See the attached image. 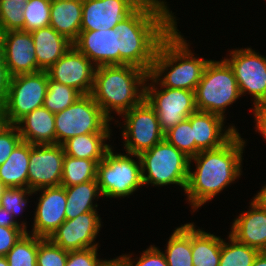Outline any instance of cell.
<instances>
[{
  "instance_id": "cell-1",
  "label": "cell",
  "mask_w": 266,
  "mask_h": 266,
  "mask_svg": "<svg viewBox=\"0 0 266 266\" xmlns=\"http://www.w3.org/2000/svg\"><path fill=\"white\" fill-rule=\"evenodd\" d=\"M167 3L166 0H144L115 26L120 65H134L150 73L161 41L178 23Z\"/></svg>"
},
{
  "instance_id": "cell-2",
  "label": "cell",
  "mask_w": 266,
  "mask_h": 266,
  "mask_svg": "<svg viewBox=\"0 0 266 266\" xmlns=\"http://www.w3.org/2000/svg\"><path fill=\"white\" fill-rule=\"evenodd\" d=\"M246 142L238 131L223 146L201 151L190 158L184 195L192 213L243 175L242 162ZM192 163L195 164V170L192 169Z\"/></svg>"
},
{
  "instance_id": "cell-3",
  "label": "cell",
  "mask_w": 266,
  "mask_h": 266,
  "mask_svg": "<svg viewBox=\"0 0 266 266\" xmlns=\"http://www.w3.org/2000/svg\"><path fill=\"white\" fill-rule=\"evenodd\" d=\"M149 73L134 65H105L95 69L91 95L103 113L115 121L145 98V83Z\"/></svg>"
},
{
  "instance_id": "cell-4",
  "label": "cell",
  "mask_w": 266,
  "mask_h": 266,
  "mask_svg": "<svg viewBox=\"0 0 266 266\" xmlns=\"http://www.w3.org/2000/svg\"><path fill=\"white\" fill-rule=\"evenodd\" d=\"M190 45L178 25L161 41L149 74L162 87L195 91L210 59L197 57Z\"/></svg>"
},
{
  "instance_id": "cell-5",
  "label": "cell",
  "mask_w": 266,
  "mask_h": 266,
  "mask_svg": "<svg viewBox=\"0 0 266 266\" xmlns=\"http://www.w3.org/2000/svg\"><path fill=\"white\" fill-rule=\"evenodd\" d=\"M240 97L237 80L229 64L223 57L219 61L210 59L195 89L197 111L216 114L227 120V108Z\"/></svg>"
},
{
  "instance_id": "cell-6",
  "label": "cell",
  "mask_w": 266,
  "mask_h": 266,
  "mask_svg": "<svg viewBox=\"0 0 266 266\" xmlns=\"http://www.w3.org/2000/svg\"><path fill=\"white\" fill-rule=\"evenodd\" d=\"M113 148L97 164L96 180L102 197L129 198L144 186L140 158L134 154L115 153Z\"/></svg>"
},
{
  "instance_id": "cell-7",
  "label": "cell",
  "mask_w": 266,
  "mask_h": 266,
  "mask_svg": "<svg viewBox=\"0 0 266 266\" xmlns=\"http://www.w3.org/2000/svg\"><path fill=\"white\" fill-rule=\"evenodd\" d=\"M144 187L176 185L185 191L189 160L182 151L165 139L139 155Z\"/></svg>"
},
{
  "instance_id": "cell-8",
  "label": "cell",
  "mask_w": 266,
  "mask_h": 266,
  "mask_svg": "<svg viewBox=\"0 0 266 266\" xmlns=\"http://www.w3.org/2000/svg\"><path fill=\"white\" fill-rule=\"evenodd\" d=\"M111 120L103 113L91 94L79 97L72 105L55 113L56 144L90 133H112Z\"/></svg>"
},
{
  "instance_id": "cell-9",
  "label": "cell",
  "mask_w": 266,
  "mask_h": 266,
  "mask_svg": "<svg viewBox=\"0 0 266 266\" xmlns=\"http://www.w3.org/2000/svg\"><path fill=\"white\" fill-rule=\"evenodd\" d=\"M120 117L124 121L114 123L120 125L125 153L139 156L164 139L158 116L145 99Z\"/></svg>"
},
{
  "instance_id": "cell-10",
  "label": "cell",
  "mask_w": 266,
  "mask_h": 266,
  "mask_svg": "<svg viewBox=\"0 0 266 266\" xmlns=\"http://www.w3.org/2000/svg\"><path fill=\"white\" fill-rule=\"evenodd\" d=\"M144 99L156 112L164 133L197 111L195 91L162 87L150 74Z\"/></svg>"
},
{
  "instance_id": "cell-11",
  "label": "cell",
  "mask_w": 266,
  "mask_h": 266,
  "mask_svg": "<svg viewBox=\"0 0 266 266\" xmlns=\"http://www.w3.org/2000/svg\"><path fill=\"white\" fill-rule=\"evenodd\" d=\"M47 88V71L10 77L8 95L2 110L4 122L15 125L25 115L42 107Z\"/></svg>"
},
{
  "instance_id": "cell-12",
  "label": "cell",
  "mask_w": 266,
  "mask_h": 266,
  "mask_svg": "<svg viewBox=\"0 0 266 266\" xmlns=\"http://www.w3.org/2000/svg\"><path fill=\"white\" fill-rule=\"evenodd\" d=\"M230 50L223 59L234 72L241 97H253V107L266 105V56L251 47Z\"/></svg>"
},
{
  "instance_id": "cell-13",
  "label": "cell",
  "mask_w": 266,
  "mask_h": 266,
  "mask_svg": "<svg viewBox=\"0 0 266 266\" xmlns=\"http://www.w3.org/2000/svg\"><path fill=\"white\" fill-rule=\"evenodd\" d=\"M63 145H32L29 157L28 189L39 190L61 185Z\"/></svg>"
},
{
  "instance_id": "cell-14",
  "label": "cell",
  "mask_w": 266,
  "mask_h": 266,
  "mask_svg": "<svg viewBox=\"0 0 266 266\" xmlns=\"http://www.w3.org/2000/svg\"><path fill=\"white\" fill-rule=\"evenodd\" d=\"M101 220L98 211H89L74 219H66L49 239L67 251L100 247L95 240L103 226Z\"/></svg>"
},
{
  "instance_id": "cell-15",
  "label": "cell",
  "mask_w": 266,
  "mask_h": 266,
  "mask_svg": "<svg viewBox=\"0 0 266 266\" xmlns=\"http://www.w3.org/2000/svg\"><path fill=\"white\" fill-rule=\"evenodd\" d=\"M96 66L74 45L49 69L51 80L73 87L82 95L91 94Z\"/></svg>"
},
{
  "instance_id": "cell-16",
  "label": "cell",
  "mask_w": 266,
  "mask_h": 266,
  "mask_svg": "<svg viewBox=\"0 0 266 266\" xmlns=\"http://www.w3.org/2000/svg\"><path fill=\"white\" fill-rule=\"evenodd\" d=\"M41 194L34 212L31 231L27 233L40 238H50L66 220V191L62 185L34 190L32 194Z\"/></svg>"
},
{
  "instance_id": "cell-17",
  "label": "cell",
  "mask_w": 266,
  "mask_h": 266,
  "mask_svg": "<svg viewBox=\"0 0 266 266\" xmlns=\"http://www.w3.org/2000/svg\"><path fill=\"white\" fill-rule=\"evenodd\" d=\"M144 0H82L81 31L114 29Z\"/></svg>"
},
{
  "instance_id": "cell-18",
  "label": "cell",
  "mask_w": 266,
  "mask_h": 266,
  "mask_svg": "<svg viewBox=\"0 0 266 266\" xmlns=\"http://www.w3.org/2000/svg\"><path fill=\"white\" fill-rule=\"evenodd\" d=\"M4 63L10 77L37 72V59L31 32L22 30L0 33Z\"/></svg>"
},
{
  "instance_id": "cell-19",
  "label": "cell",
  "mask_w": 266,
  "mask_h": 266,
  "mask_svg": "<svg viewBox=\"0 0 266 266\" xmlns=\"http://www.w3.org/2000/svg\"><path fill=\"white\" fill-rule=\"evenodd\" d=\"M73 45L96 66L120 65L118 30L81 31Z\"/></svg>"
},
{
  "instance_id": "cell-20",
  "label": "cell",
  "mask_w": 266,
  "mask_h": 266,
  "mask_svg": "<svg viewBox=\"0 0 266 266\" xmlns=\"http://www.w3.org/2000/svg\"><path fill=\"white\" fill-rule=\"evenodd\" d=\"M196 144V155L204 150H212L223 146L237 132L233 123L227 127L224 118L209 112L196 111L190 115Z\"/></svg>"
},
{
  "instance_id": "cell-21",
  "label": "cell",
  "mask_w": 266,
  "mask_h": 266,
  "mask_svg": "<svg viewBox=\"0 0 266 266\" xmlns=\"http://www.w3.org/2000/svg\"><path fill=\"white\" fill-rule=\"evenodd\" d=\"M249 204L247 211H240L238 217L234 218L229 234L238 242L264 252L266 250V210L252 199Z\"/></svg>"
},
{
  "instance_id": "cell-22",
  "label": "cell",
  "mask_w": 266,
  "mask_h": 266,
  "mask_svg": "<svg viewBox=\"0 0 266 266\" xmlns=\"http://www.w3.org/2000/svg\"><path fill=\"white\" fill-rule=\"evenodd\" d=\"M15 125L22 141L32 145L56 144L55 114L44 106L25 115Z\"/></svg>"
},
{
  "instance_id": "cell-23",
  "label": "cell",
  "mask_w": 266,
  "mask_h": 266,
  "mask_svg": "<svg viewBox=\"0 0 266 266\" xmlns=\"http://www.w3.org/2000/svg\"><path fill=\"white\" fill-rule=\"evenodd\" d=\"M37 59V72L46 71L73 45L50 25L31 31Z\"/></svg>"
},
{
  "instance_id": "cell-24",
  "label": "cell",
  "mask_w": 266,
  "mask_h": 266,
  "mask_svg": "<svg viewBox=\"0 0 266 266\" xmlns=\"http://www.w3.org/2000/svg\"><path fill=\"white\" fill-rule=\"evenodd\" d=\"M82 0L51 1L49 25L74 43L81 32Z\"/></svg>"
},
{
  "instance_id": "cell-25",
  "label": "cell",
  "mask_w": 266,
  "mask_h": 266,
  "mask_svg": "<svg viewBox=\"0 0 266 266\" xmlns=\"http://www.w3.org/2000/svg\"><path fill=\"white\" fill-rule=\"evenodd\" d=\"M31 144L21 141L0 165V181L6 187L28 188Z\"/></svg>"
},
{
  "instance_id": "cell-26",
  "label": "cell",
  "mask_w": 266,
  "mask_h": 266,
  "mask_svg": "<svg viewBox=\"0 0 266 266\" xmlns=\"http://www.w3.org/2000/svg\"><path fill=\"white\" fill-rule=\"evenodd\" d=\"M112 135L113 133H90L69 138L62 144L65 155L99 163L112 147V144H107Z\"/></svg>"
},
{
  "instance_id": "cell-27",
  "label": "cell",
  "mask_w": 266,
  "mask_h": 266,
  "mask_svg": "<svg viewBox=\"0 0 266 266\" xmlns=\"http://www.w3.org/2000/svg\"><path fill=\"white\" fill-rule=\"evenodd\" d=\"M65 191L67 199L66 219L71 220L83 213L97 211V201L102 195L96 179L65 187Z\"/></svg>"
},
{
  "instance_id": "cell-28",
  "label": "cell",
  "mask_w": 266,
  "mask_h": 266,
  "mask_svg": "<svg viewBox=\"0 0 266 266\" xmlns=\"http://www.w3.org/2000/svg\"><path fill=\"white\" fill-rule=\"evenodd\" d=\"M203 229L192 222L193 266H219L222 238Z\"/></svg>"
},
{
  "instance_id": "cell-29",
  "label": "cell",
  "mask_w": 266,
  "mask_h": 266,
  "mask_svg": "<svg viewBox=\"0 0 266 266\" xmlns=\"http://www.w3.org/2000/svg\"><path fill=\"white\" fill-rule=\"evenodd\" d=\"M162 253L168 266H193L192 263V222L175 228Z\"/></svg>"
},
{
  "instance_id": "cell-30",
  "label": "cell",
  "mask_w": 266,
  "mask_h": 266,
  "mask_svg": "<svg viewBox=\"0 0 266 266\" xmlns=\"http://www.w3.org/2000/svg\"><path fill=\"white\" fill-rule=\"evenodd\" d=\"M97 162L65 155L61 185L69 187L96 179Z\"/></svg>"
},
{
  "instance_id": "cell-31",
  "label": "cell",
  "mask_w": 266,
  "mask_h": 266,
  "mask_svg": "<svg viewBox=\"0 0 266 266\" xmlns=\"http://www.w3.org/2000/svg\"><path fill=\"white\" fill-rule=\"evenodd\" d=\"M227 239L228 242L222 238L219 266H252L259 251L238 242L230 234Z\"/></svg>"
},
{
  "instance_id": "cell-32",
  "label": "cell",
  "mask_w": 266,
  "mask_h": 266,
  "mask_svg": "<svg viewBox=\"0 0 266 266\" xmlns=\"http://www.w3.org/2000/svg\"><path fill=\"white\" fill-rule=\"evenodd\" d=\"M81 96L78 90L53 81L48 76V88L43 106L55 114L68 108Z\"/></svg>"
},
{
  "instance_id": "cell-33",
  "label": "cell",
  "mask_w": 266,
  "mask_h": 266,
  "mask_svg": "<svg viewBox=\"0 0 266 266\" xmlns=\"http://www.w3.org/2000/svg\"><path fill=\"white\" fill-rule=\"evenodd\" d=\"M38 237L25 233L5 255L8 266H37Z\"/></svg>"
},
{
  "instance_id": "cell-34",
  "label": "cell",
  "mask_w": 266,
  "mask_h": 266,
  "mask_svg": "<svg viewBox=\"0 0 266 266\" xmlns=\"http://www.w3.org/2000/svg\"><path fill=\"white\" fill-rule=\"evenodd\" d=\"M33 191L28 188L8 187L5 188L0 197V207L12 214L16 222H18L25 230L28 229L27 221L17 220L27 208L29 198L33 196ZM26 207V208H25ZM21 214V215H20Z\"/></svg>"
},
{
  "instance_id": "cell-35",
  "label": "cell",
  "mask_w": 266,
  "mask_h": 266,
  "mask_svg": "<svg viewBox=\"0 0 266 266\" xmlns=\"http://www.w3.org/2000/svg\"><path fill=\"white\" fill-rule=\"evenodd\" d=\"M164 139L189 158L196 156V144L190 123V116L165 132Z\"/></svg>"
},
{
  "instance_id": "cell-36",
  "label": "cell",
  "mask_w": 266,
  "mask_h": 266,
  "mask_svg": "<svg viewBox=\"0 0 266 266\" xmlns=\"http://www.w3.org/2000/svg\"><path fill=\"white\" fill-rule=\"evenodd\" d=\"M28 0H0V33L24 31L23 10Z\"/></svg>"
},
{
  "instance_id": "cell-37",
  "label": "cell",
  "mask_w": 266,
  "mask_h": 266,
  "mask_svg": "<svg viewBox=\"0 0 266 266\" xmlns=\"http://www.w3.org/2000/svg\"><path fill=\"white\" fill-rule=\"evenodd\" d=\"M51 0H28L23 10L24 31L49 26Z\"/></svg>"
},
{
  "instance_id": "cell-38",
  "label": "cell",
  "mask_w": 266,
  "mask_h": 266,
  "mask_svg": "<svg viewBox=\"0 0 266 266\" xmlns=\"http://www.w3.org/2000/svg\"><path fill=\"white\" fill-rule=\"evenodd\" d=\"M67 250L54 244L49 238L38 237L37 266H66Z\"/></svg>"
},
{
  "instance_id": "cell-39",
  "label": "cell",
  "mask_w": 266,
  "mask_h": 266,
  "mask_svg": "<svg viewBox=\"0 0 266 266\" xmlns=\"http://www.w3.org/2000/svg\"><path fill=\"white\" fill-rule=\"evenodd\" d=\"M134 254H122L119 257L126 266H168L162 250L155 245H150L140 253L139 257L132 258Z\"/></svg>"
},
{
  "instance_id": "cell-40",
  "label": "cell",
  "mask_w": 266,
  "mask_h": 266,
  "mask_svg": "<svg viewBox=\"0 0 266 266\" xmlns=\"http://www.w3.org/2000/svg\"><path fill=\"white\" fill-rule=\"evenodd\" d=\"M21 141L22 137L16 125L4 123L0 127V165L7 160Z\"/></svg>"
},
{
  "instance_id": "cell-41",
  "label": "cell",
  "mask_w": 266,
  "mask_h": 266,
  "mask_svg": "<svg viewBox=\"0 0 266 266\" xmlns=\"http://www.w3.org/2000/svg\"><path fill=\"white\" fill-rule=\"evenodd\" d=\"M98 248L69 251L66 266H103L108 259L98 257Z\"/></svg>"
},
{
  "instance_id": "cell-42",
  "label": "cell",
  "mask_w": 266,
  "mask_h": 266,
  "mask_svg": "<svg viewBox=\"0 0 266 266\" xmlns=\"http://www.w3.org/2000/svg\"><path fill=\"white\" fill-rule=\"evenodd\" d=\"M26 232L23 227L0 226V256H5Z\"/></svg>"
},
{
  "instance_id": "cell-43",
  "label": "cell",
  "mask_w": 266,
  "mask_h": 266,
  "mask_svg": "<svg viewBox=\"0 0 266 266\" xmlns=\"http://www.w3.org/2000/svg\"><path fill=\"white\" fill-rule=\"evenodd\" d=\"M254 123L255 124V132L260 133V136L264 138V142L266 141V105H258L252 107Z\"/></svg>"
},
{
  "instance_id": "cell-44",
  "label": "cell",
  "mask_w": 266,
  "mask_h": 266,
  "mask_svg": "<svg viewBox=\"0 0 266 266\" xmlns=\"http://www.w3.org/2000/svg\"><path fill=\"white\" fill-rule=\"evenodd\" d=\"M10 75L7 68H0V110H3L5 105L8 88H9Z\"/></svg>"
},
{
  "instance_id": "cell-45",
  "label": "cell",
  "mask_w": 266,
  "mask_h": 266,
  "mask_svg": "<svg viewBox=\"0 0 266 266\" xmlns=\"http://www.w3.org/2000/svg\"><path fill=\"white\" fill-rule=\"evenodd\" d=\"M0 226L2 227H22L15 221L12 214L0 207Z\"/></svg>"
},
{
  "instance_id": "cell-46",
  "label": "cell",
  "mask_w": 266,
  "mask_h": 266,
  "mask_svg": "<svg viewBox=\"0 0 266 266\" xmlns=\"http://www.w3.org/2000/svg\"><path fill=\"white\" fill-rule=\"evenodd\" d=\"M252 200L256 202L261 208L266 210V184L262 186L260 191L256 193Z\"/></svg>"
},
{
  "instance_id": "cell-47",
  "label": "cell",
  "mask_w": 266,
  "mask_h": 266,
  "mask_svg": "<svg viewBox=\"0 0 266 266\" xmlns=\"http://www.w3.org/2000/svg\"><path fill=\"white\" fill-rule=\"evenodd\" d=\"M252 266H266V253L259 252L255 257Z\"/></svg>"
},
{
  "instance_id": "cell-48",
  "label": "cell",
  "mask_w": 266,
  "mask_h": 266,
  "mask_svg": "<svg viewBox=\"0 0 266 266\" xmlns=\"http://www.w3.org/2000/svg\"><path fill=\"white\" fill-rule=\"evenodd\" d=\"M103 266H126L120 257L109 259Z\"/></svg>"
},
{
  "instance_id": "cell-49",
  "label": "cell",
  "mask_w": 266,
  "mask_h": 266,
  "mask_svg": "<svg viewBox=\"0 0 266 266\" xmlns=\"http://www.w3.org/2000/svg\"><path fill=\"white\" fill-rule=\"evenodd\" d=\"M0 68H7L4 63V46L1 37H0Z\"/></svg>"
},
{
  "instance_id": "cell-50",
  "label": "cell",
  "mask_w": 266,
  "mask_h": 266,
  "mask_svg": "<svg viewBox=\"0 0 266 266\" xmlns=\"http://www.w3.org/2000/svg\"><path fill=\"white\" fill-rule=\"evenodd\" d=\"M0 266H8V262L5 256H0Z\"/></svg>"
},
{
  "instance_id": "cell-51",
  "label": "cell",
  "mask_w": 266,
  "mask_h": 266,
  "mask_svg": "<svg viewBox=\"0 0 266 266\" xmlns=\"http://www.w3.org/2000/svg\"><path fill=\"white\" fill-rule=\"evenodd\" d=\"M4 117H3V113L2 111L0 110V127L4 124Z\"/></svg>"
},
{
  "instance_id": "cell-52",
  "label": "cell",
  "mask_w": 266,
  "mask_h": 266,
  "mask_svg": "<svg viewBox=\"0 0 266 266\" xmlns=\"http://www.w3.org/2000/svg\"><path fill=\"white\" fill-rule=\"evenodd\" d=\"M6 187L1 183L0 181V197H1V194L3 192V190L5 189Z\"/></svg>"
}]
</instances>
